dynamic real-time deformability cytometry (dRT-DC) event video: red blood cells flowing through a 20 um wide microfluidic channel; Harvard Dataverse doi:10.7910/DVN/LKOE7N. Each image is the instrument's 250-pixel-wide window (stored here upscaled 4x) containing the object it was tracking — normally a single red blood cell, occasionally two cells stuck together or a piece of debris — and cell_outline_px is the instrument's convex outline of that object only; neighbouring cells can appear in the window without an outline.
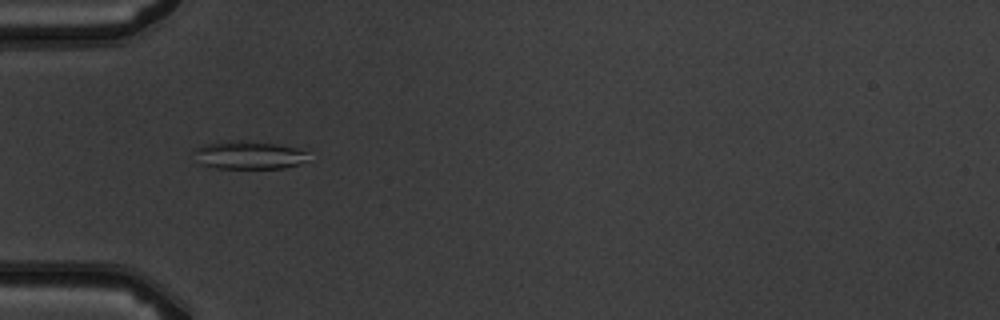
{"species": "common noctule bat (a hibernating species)", "species_latin": "Nyctalus noctula", "temperature_condition": "warm", "stored_images_in_passage": 7, "camera_frame_rate_fps": 3000, "um_per_image_px": 0.085, "animal": {"sex": "male", "body_mass_g": 19.5, "forearm_length_mm": 54.6}, "frame": {"image": 1, "passage_image": 3, "time_ms": 2.333, "image_size_px": [1000, 320], "cell_outline_px": [[308, 152], [304, 160], [296, 164], [284, 168], [216, 168], [196, 164], [192, 152], [192, 148], [204, 144], [220, 140], [244, 140], [276, 144], [296, 148]], "centroid_in_image_um": [20.97, 13.17], "position_along_channel_um": 64.0, "area_um2": 19.07}}
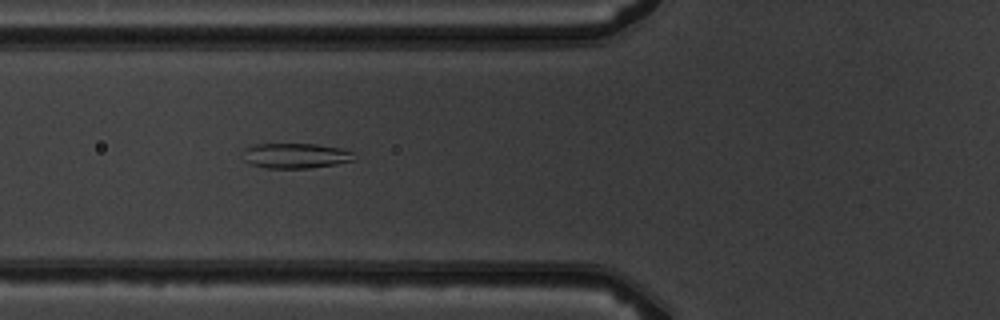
{"frame": {"image": 2, "passage_image": 4, "time_ms": 3.333, "image_size_px": [1000, 320], "cell_outline_px": [[356, 160], [336, 164], [308, 168], [264, 168], [248, 164], [244, 160], [244, 148], [256, 144], [316, 144], [340, 148], [352, 152]], "centroid_in_image_um": [25.1, 13.24], "position_along_channel_um": 100.7, "area_um2": 16.36}}